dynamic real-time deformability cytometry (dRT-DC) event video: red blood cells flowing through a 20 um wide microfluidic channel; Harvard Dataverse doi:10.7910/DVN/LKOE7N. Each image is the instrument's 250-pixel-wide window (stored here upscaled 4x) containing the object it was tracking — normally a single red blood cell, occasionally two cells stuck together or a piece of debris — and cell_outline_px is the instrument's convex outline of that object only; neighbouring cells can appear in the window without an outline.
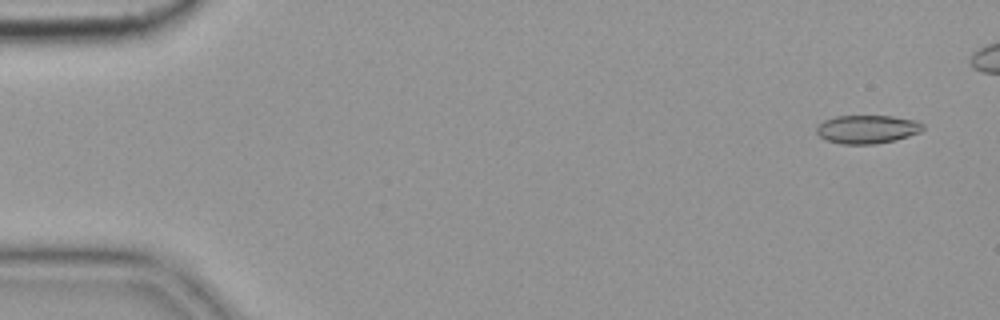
{"species": "common noctule bat (a hibernating species)", "species_latin": "Nyctalus noctula", "temperature_condition": "cold", "stored_images_in_passage": 6, "camera_frame_rate_fps": 3000, "um_per_image_px": 0.085, "animal": {"sex": "female", "body_mass_g": 19.9}, "frame": {"image": 1, "passage_image": 1, "time_ms": 0.0, "image_size_px": [1000, 320], "cell_outline_px": [[924, 128], [920, 132], [896, 140], [876, 144], [840, 144], [828, 140], [820, 136], [816, 132], [816, 128], [824, 120], [836, 116], [892, 116], [916, 120], [924, 124]], "centroid_in_image_um": [73.74, 10.98], "position_along_channel_um": 11.3, "area_um2": 17.63}}